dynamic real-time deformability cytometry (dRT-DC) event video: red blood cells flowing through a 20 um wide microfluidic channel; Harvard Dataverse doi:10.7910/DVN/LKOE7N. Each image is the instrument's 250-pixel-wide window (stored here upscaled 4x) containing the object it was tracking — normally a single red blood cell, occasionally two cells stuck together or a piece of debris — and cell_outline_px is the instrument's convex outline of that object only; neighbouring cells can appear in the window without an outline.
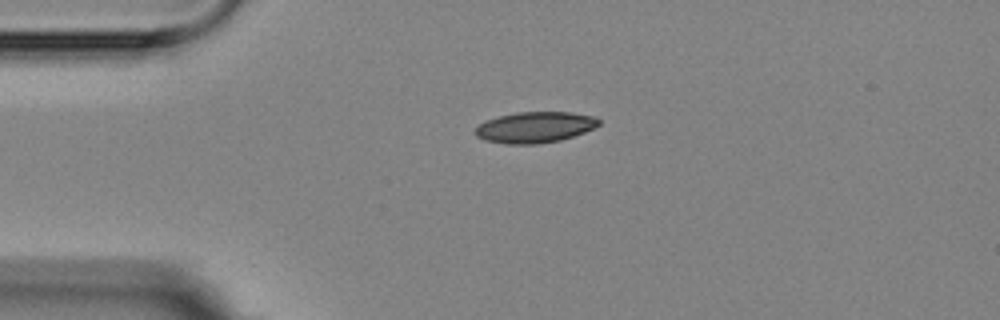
{"species": "Egyptian fruit bat (a non-hibernating species)", "species_latin": "Rousettus aegyptiacus", "temperature_condition": "room temperature", "stored_images_in_passage": 2, "camera_frame_rate_fps": 3000, "um_per_image_px": 0.085, "animal": {"sex": "female"}, "frame": {"image": 1, "passage_image": 1, "time_ms": 0.0, "image_size_px": [1000, 320], "cell_outline_px": [[600, 124], [584, 132], [560, 140], [536, 144], [504, 144], [484, 140], [476, 136], [472, 132], [484, 120], [516, 112], [568, 112], [596, 116], [600, 120]], "centroid_in_image_um": [45.43, 10.82], "position_along_channel_um": 39.6, "area_um2": 22.37}}